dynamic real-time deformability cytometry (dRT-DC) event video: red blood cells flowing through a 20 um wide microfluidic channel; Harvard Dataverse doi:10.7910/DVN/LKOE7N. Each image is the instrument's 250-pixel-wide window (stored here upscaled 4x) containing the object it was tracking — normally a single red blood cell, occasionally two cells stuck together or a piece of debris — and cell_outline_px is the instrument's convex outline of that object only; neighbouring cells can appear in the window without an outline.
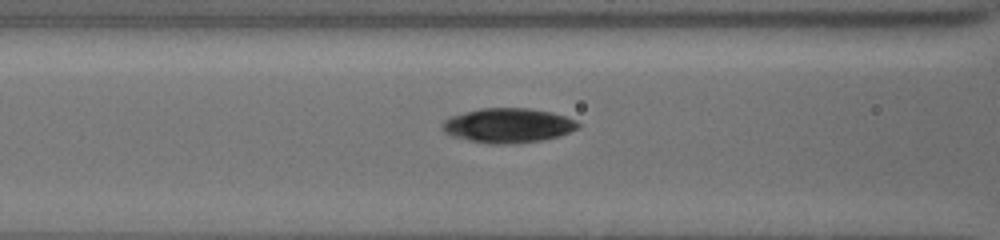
{"species": "common noctule bat (a hibernating species)", "species_latin": "Nyctalus noctula", "temperature_condition": "cold", "stored_images_in_passage": 7, "camera_frame_rate_fps": 3000, "um_per_image_px": 0.085, "animal": {"sex": "female", "body_mass_g": 19.5, "forearm_length_mm": 54.1}, "frame": {"image": 1, "passage_image": 6, "time_ms": 1.667, "image_size_px": [1000, 240], "cell_outline_px": [[580, 128], [556, 136], [540, 140], [512, 144], [488, 144], [468, 140], [452, 136], [444, 132], [444, 120], [448, 116], [480, 108], [528, 108], [552, 112], [576, 120], [580, 124]], "centroid_in_image_um": [43.17, 10.66], "position_along_channel_um": 123.4, "area_um2": 27.28}}